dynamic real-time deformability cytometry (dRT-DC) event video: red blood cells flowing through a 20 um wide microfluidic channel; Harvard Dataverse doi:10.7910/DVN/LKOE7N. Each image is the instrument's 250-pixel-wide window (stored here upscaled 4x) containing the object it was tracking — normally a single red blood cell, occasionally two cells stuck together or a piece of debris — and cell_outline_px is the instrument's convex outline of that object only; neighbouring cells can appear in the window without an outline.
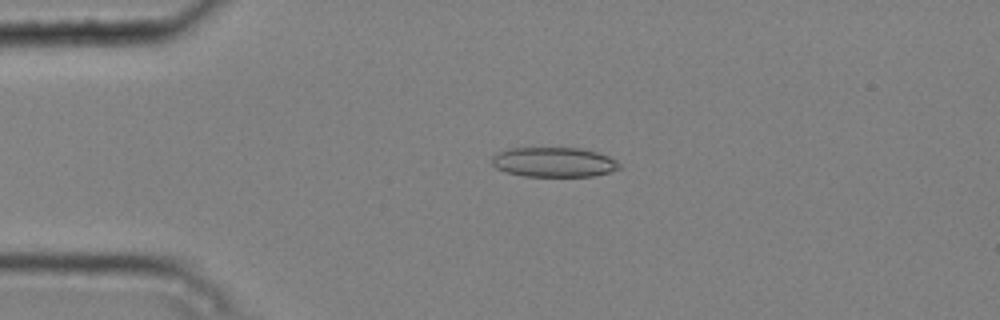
{"species": "common noctule bat (a hibernating species)", "species_latin": "Nyctalus noctula", "temperature_condition": "cold", "stored_images_in_passage": 5, "camera_frame_rate_fps": 3000, "um_per_image_px": 0.085, "animal": {"sex": "male", "body_mass_g": 20.4}, "frame": {"image": 1, "passage_image": 3, "time_ms": 0.667, "image_size_px": [1000, 320], "cell_outline_px": [[620, 168], [612, 172], [592, 176], [524, 176], [508, 172], [496, 168], [492, 164], [492, 156], [496, 152], [508, 148], [580, 148], [596, 152], [608, 156], [616, 160], [620, 164]], "centroid_in_image_um": [47.07, 13.78], "position_along_channel_um": 37.9, "area_um2": 22.14}}
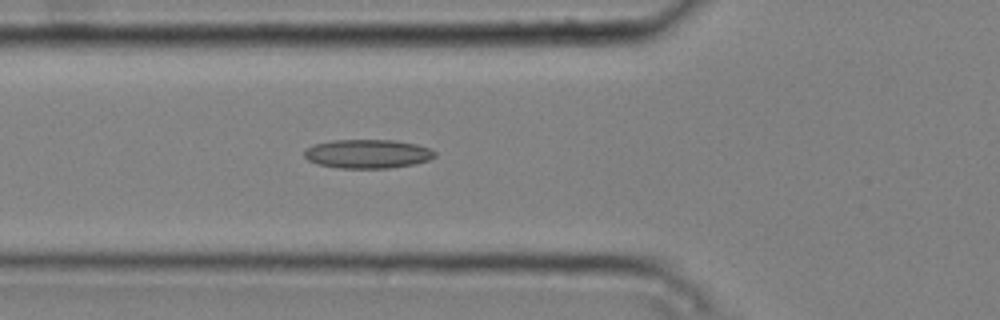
{"frame": {"image": 2, "passage_image": 5, "time_ms": 1.333, "image_size_px": [1000, 320], "cell_outline_px": [[436, 156], [428, 160], [416, 164], [392, 168], [340, 168], [316, 164], [308, 160], [304, 156], [304, 152], [312, 144], [332, 140], [396, 140], [416, 144], [428, 148], [436, 152]], "centroid_in_image_um": [31.25, 13.08], "position_along_channel_um": 94.6, "area_um2": 22.14}}